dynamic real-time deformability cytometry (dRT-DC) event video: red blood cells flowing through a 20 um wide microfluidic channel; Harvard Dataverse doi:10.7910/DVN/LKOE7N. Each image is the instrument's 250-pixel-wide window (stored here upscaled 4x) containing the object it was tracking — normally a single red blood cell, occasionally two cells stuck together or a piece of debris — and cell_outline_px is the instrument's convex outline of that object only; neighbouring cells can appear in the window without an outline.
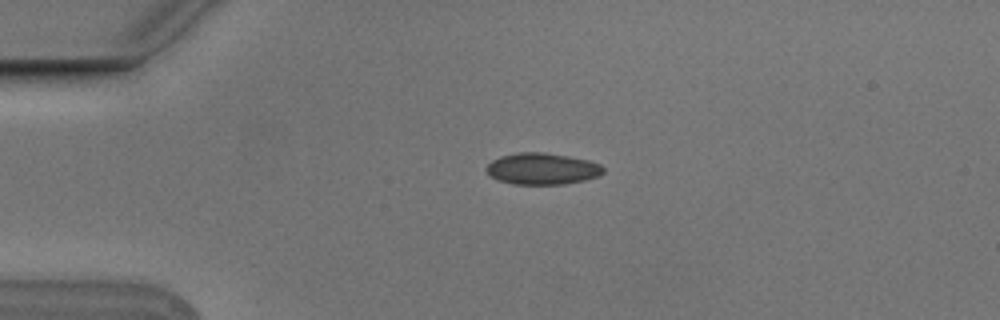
{"species": "Egyptian fruit bat (a non-hibernating species)", "species_latin": "Rousettus aegyptiacus", "temperature_condition": "cold", "stored_images_in_passage": 2, "camera_frame_rate_fps": 3000, "um_per_image_px": 0.085, "animal": {"sex": "male"}, "frame": {"image": 1, "passage_image": 1, "time_ms": 0.0, "image_size_px": [1000, 320], "cell_outline_px": [[604, 172], [600, 176], [584, 180], [564, 184], [512, 184], [500, 180], [492, 176], [488, 172], [488, 164], [492, 160], [500, 156], [516, 152], [544, 152], [568, 156], [588, 160], [600, 164], [604, 168]], "centroid_in_image_um": [46.12, 14.34], "position_along_channel_um": 38.9, "area_um2": 21.39}}